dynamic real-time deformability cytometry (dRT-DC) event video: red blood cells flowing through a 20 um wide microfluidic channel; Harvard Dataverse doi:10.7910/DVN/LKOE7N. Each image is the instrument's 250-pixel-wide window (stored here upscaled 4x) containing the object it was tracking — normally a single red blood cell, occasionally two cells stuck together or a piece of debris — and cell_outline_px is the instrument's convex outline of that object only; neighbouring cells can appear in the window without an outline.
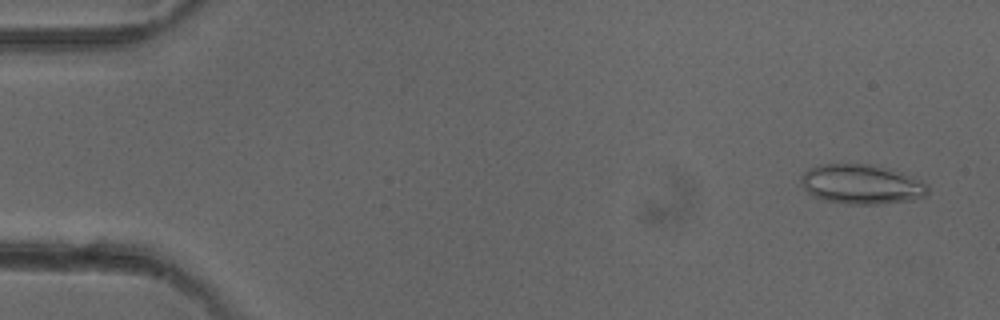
{"species": "common noctule bat (a hibernating species)", "species_latin": "Nyctalus noctula", "temperature_condition": "cold", "stored_images_in_passage": 3, "camera_frame_rate_fps": 3000, "um_per_image_px": 0.085, "animal": {"sex": "female"}, "frame": {"image": 1, "passage_image": 1, "time_ms": 0.0, "image_size_px": [1000, 320], "cell_outline_px": [[928, 192], [924, 196], [912, 200], [876, 204], [848, 204], [824, 200], [812, 196], [800, 184], [800, 176], [808, 168], [820, 164], [868, 164], [892, 168], [928, 184]], "centroid_in_image_um": [73.2, 15.65], "position_along_channel_um": 11.8, "area_um2": 29.48}}